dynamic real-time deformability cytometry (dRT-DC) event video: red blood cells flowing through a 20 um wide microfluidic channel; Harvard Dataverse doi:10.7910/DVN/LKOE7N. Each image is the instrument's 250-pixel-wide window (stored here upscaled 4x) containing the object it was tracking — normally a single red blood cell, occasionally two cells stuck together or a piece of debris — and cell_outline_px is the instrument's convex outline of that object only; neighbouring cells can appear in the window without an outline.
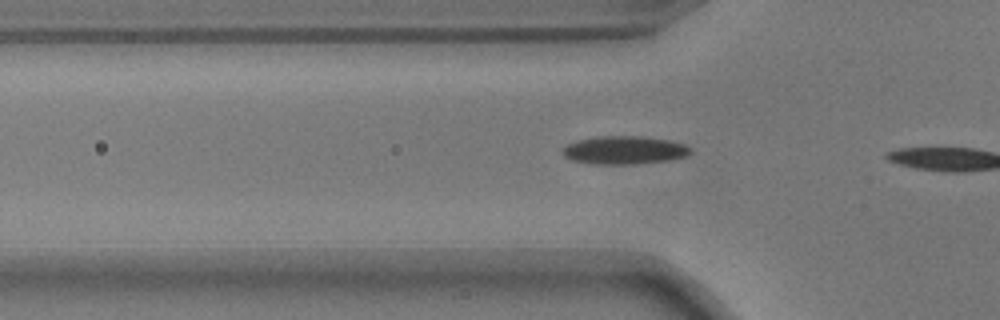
{"species": "common noctule bat (a hibernating species)", "species_latin": "Nyctalus noctula", "temperature_condition": "warm", "stored_images_in_passage": 5, "camera_frame_rate_fps": 3000, "um_per_image_px": 0.085, "animal": {"sex": "male", "body_mass_g": 17.9}, "frame": {"image": 1, "passage_image": 4, "time_ms": 1.0, "image_size_px": [1000, 320], "cell_outline_px": [[692, 152], [684, 156], [668, 160], [632, 164], [600, 164], [572, 160], [564, 156], [564, 148], [568, 144], [580, 140], [600, 136], [640, 136], [668, 140], [684, 144], [692, 148]], "centroid_in_image_um": [53.11, 12.76], "position_along_channel_um": 72.7, "area_um2": 20.58}}